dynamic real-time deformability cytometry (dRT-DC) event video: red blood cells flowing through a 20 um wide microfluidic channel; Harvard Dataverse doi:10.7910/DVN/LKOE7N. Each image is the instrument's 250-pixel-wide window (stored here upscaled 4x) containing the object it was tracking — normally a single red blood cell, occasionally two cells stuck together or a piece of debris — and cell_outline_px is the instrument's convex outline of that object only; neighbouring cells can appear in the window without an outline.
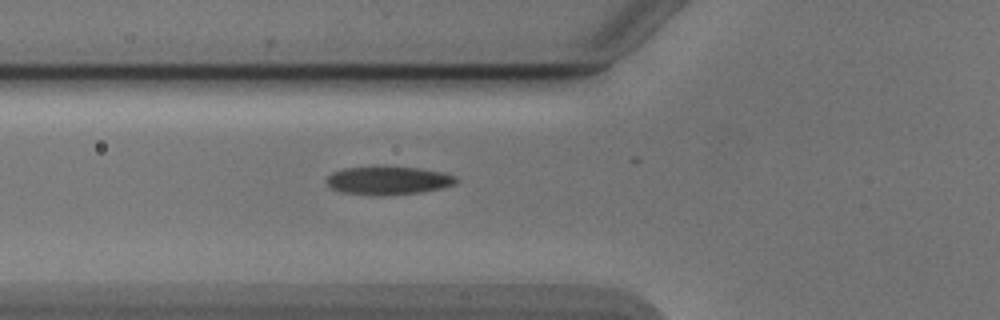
{"species": "Egyptian fruit bat (a non-hibernating species)", "species_latin": "Rousettus aegyptiacus", "temperature_condition": "cold", "stored_images_in_passage": 32, "camera_frame_rate_fps": 3000, "um_per_image_px": 0.085, "animal": {"sex": "male"}, "frame": {"image": 1, "passage_image": 2, "time_ms": 0.333, "image_size_px": [1000, 320], "cell_outline_px": [[460, 180], [456, 184], [444, 188], [420, 192], [380, 196], [372, 196], [340, 192], [332, 188], [324, 180], [332, 172], [344, 168], [420, 168], [440, 172], [456, 176]], "centroid_in_image_um": [33.01, 15.37], "position_along_channel_um": 92.8, "area_um2": 21.21}}
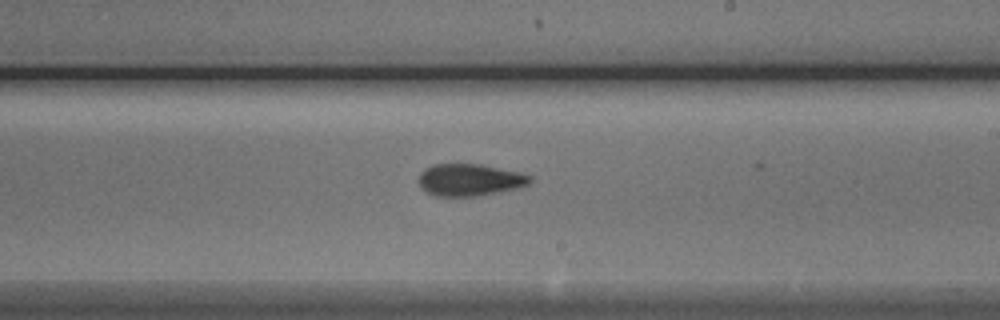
{"frame": {"image": 2, "passage_image": 14, "time_ms": 4.333, "image_size_px": [1000, 320], "cell_outline_px": [[532, 180], [528, 184], [520, 188], [500, 192], [476, 196], [436, 196], [420, 188], [420, 172], [424, 168], [432, 164], [480, 164], [520, 172], [532, 176]], "centroid_in_image_um": [39.95, 15.29], "position_along_channel_um": 249.1, "area_um2": 20.92}}
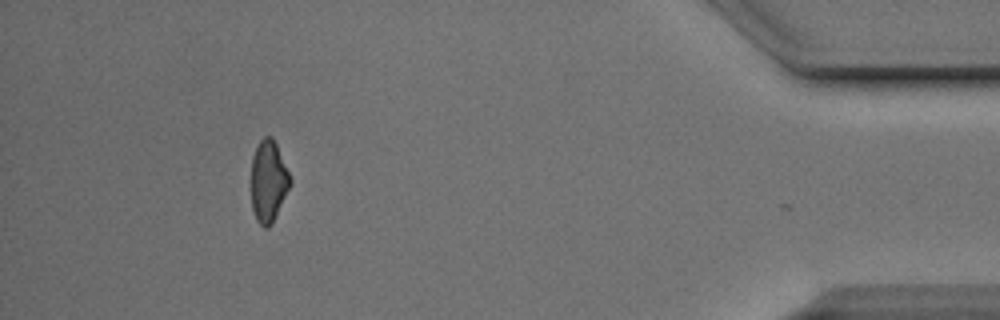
{"frame": {"image": 3, "passage_image": 31, "time_ms": 10.0, "image_size_px": [1000, 320], "cell_outline_px": [[292, 180], [272, 224], [268, 228], [264, 228], [256, 220], [252, 208], [252, 156], [260, 140], [264, 136], [272, 136], [276, 144]], "centroid_in_image_um": [22.81, 15.41], "position_along_channel_um": 412.4, "area_um2": 18.26}, "authors_computed_cell_mechanics": {"area_um2": 20.1144, "velocity_mm_per_s": 3.9034, "shape_relaxation_time_tau1_ms": 4.7713, "shape_relaxation_time_tau2_ms": 2.5794, "deformation_change_tau1": 0.1435, "deformation_change_tau2": 0.0826}}